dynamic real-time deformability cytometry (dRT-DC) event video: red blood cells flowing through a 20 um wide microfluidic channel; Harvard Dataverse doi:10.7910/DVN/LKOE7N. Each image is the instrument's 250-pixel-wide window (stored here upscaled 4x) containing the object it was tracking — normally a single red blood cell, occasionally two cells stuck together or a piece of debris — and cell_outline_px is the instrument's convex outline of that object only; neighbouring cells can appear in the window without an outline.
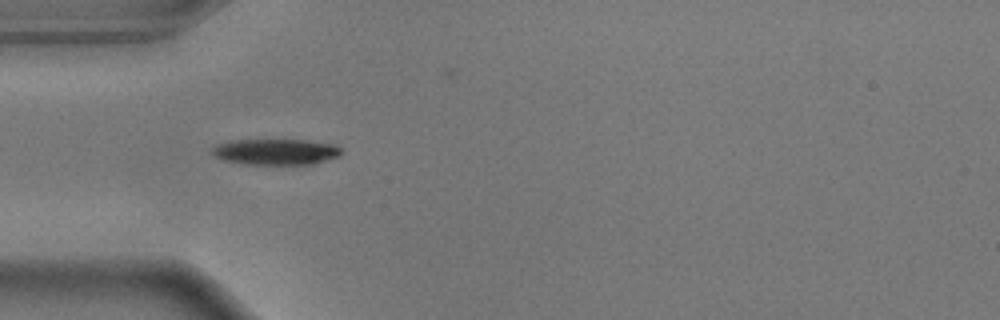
{"species": "common noctule bat (a hibernating species)", "species_latin": "Nyctalus noctula", "temperature_condition": "warm", "stored_images_in_passage": 29, "camera_frame_rate_fps": 3000, "um_per_image_px": 0.085, "animal": {"sex": "male", "body_mass_g": 17.9}, "frame": {"image": 1, "passage_image": 1, "time_ms": 0.0, "image_size_px": [1000, 320], "cell_outline_px": [[344, 152], [340, 156], [312, 164], [248, 164], [224, 160], [216, 156], [212, 152], [212, 148], [216, 144], [228, 140], [308, 140], [332, 144], [340, 148]], "centroid_in_image_um": [23.46, 12.89], "position_along_channel_um": 61.5, "area_um2": 19.48}}
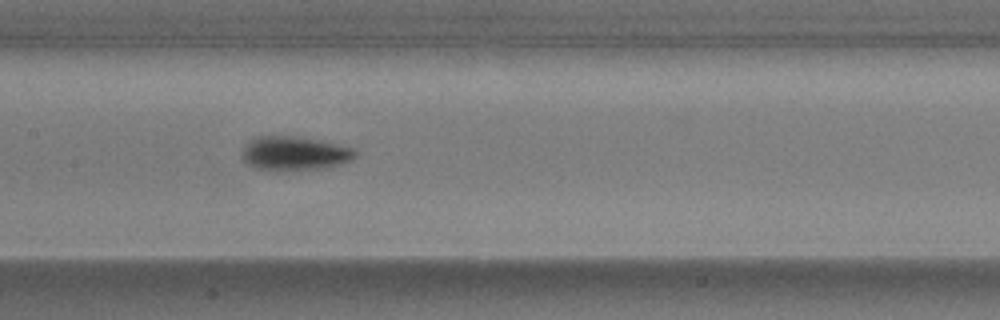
{"frame": {"image": 2, "passage_image": 11, "time_ms": 3.333, "image_size_px": [1000, 320], "cell_outline_px": [[356, 156], [352, 160], [328, 168], [256, 168], [248, 164], [240, 156], [248, 140], [252, 136], [296, 136], [352, 148], [356, 152]], "centroid_in_image_um": [25.0, 13.0], "position_along_channel_um": 182.4, "area_um2": 21.68}}
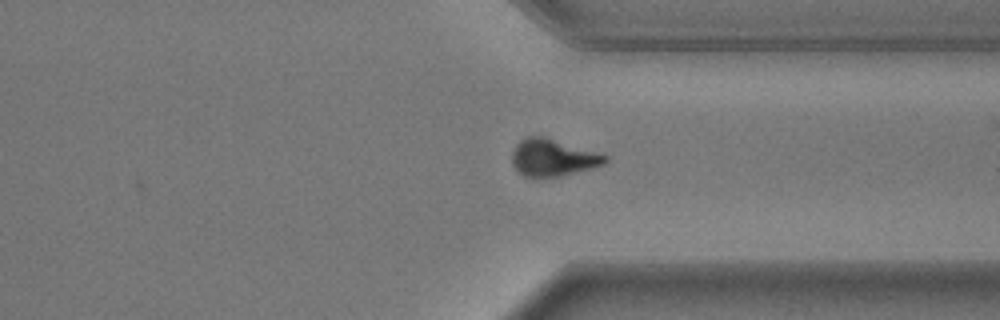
{"frame": {"image": 3, "passage_image": 26, "time_ms": 8.333, "image_size_px": [1000, 320], "cell_outline_px": [[608, 160], [604, 164], [560, 176], [536, 180], [532, 180], [516, 172], [512, 164], [512, 152], [516, 144], [520, 140], [528, 136], [544, 136], [608, 156]], "centroid_in_image_um": [46.9, 13.44], "position_along_channel_um": 364.5, "area_um2": 20.4}, "authors_computed_cell_mechanics": {"area_um2": 21.675, "velocity_mm_per_s": 3.6501, "shape_relaxation_time_tau1_ms": 2.0801, "shape_relaxation_time_tau2_ms": 2.6249, "deformation_change_tau1": 0.1515, "deformation_change_tau2": 0.0812}}